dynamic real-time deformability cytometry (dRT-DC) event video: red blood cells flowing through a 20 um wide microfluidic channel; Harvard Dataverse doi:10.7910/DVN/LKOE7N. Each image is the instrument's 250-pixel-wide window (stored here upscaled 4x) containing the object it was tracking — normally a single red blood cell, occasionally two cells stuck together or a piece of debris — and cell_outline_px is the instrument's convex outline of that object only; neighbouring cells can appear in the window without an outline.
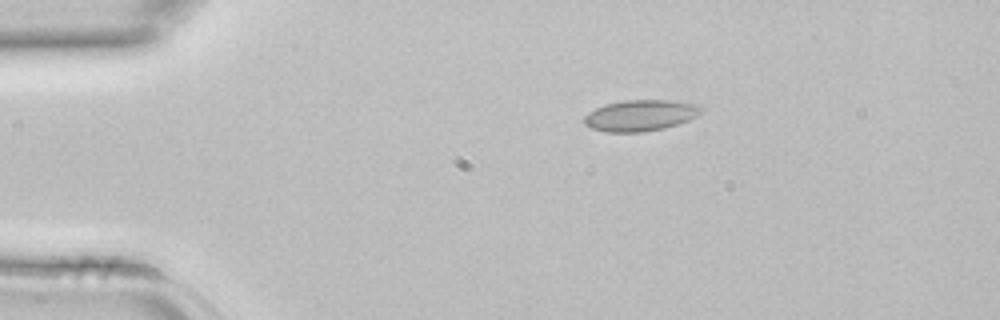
{"species": "common noctule bat (a hibernating species)", "species_latin": "Nyctalus noctula", "temperature_condition": "room temperature", "stored_images_in_passage": 3, "camera_frame_rate_fps": 3000, "um_per_image_px": 0.085, "animal": {"sex": "female", "body_mass_g": 22.7, "forearm_length_mm": 54.2}, "frame": {"image": 1, "passage_image": 2, "time_ms": 0.333, "image_size_px": [1000, 320], "cell_outline_px": [[704, 112], [688, 120], [664, 128], [644, 132], [604, 132], [592, 128], [584, 124], [584, 116], [588, 112], [604, 104], [624, 100], [672, 100], [700, 104], [704, 108]], "centroid_in_image_um": [54.46, 9.8], "position_along_channel_um": 30.5, "area_um2": 21.5}}